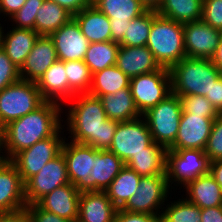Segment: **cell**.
I'll list each match as a JSON object with an SVG mask.
<instances>
[{
    "label": "cell",
    "instance_id": "6da1fadb",
    "mask_svg": "<svg viewBox=\"0 0 222 222\" xmlns=\"http://www.w3.org/2000/svg\"><path fill=\"white\" fill-rule=\"evenodd\" d=\"M72 101L66 116L70 141L96 150L109 149L118 121L107 118L99 97L89 93L76 94Z\"/></svg>",
    "mask_w": 222,
    "mask_h": 222
},
{
    "label": "cell",
    "instance_id": "7a4b0ae2",
    "mask_svg": "<svg viewBox=\"0 0 222 222\" xmlns=\"http://www.w3.org/2000/svg\"><path fill=\"white\" fill-rule=\"evenodd\" d=\"M62 110L61 103L44 101L34 111L4 126L1 158L11 160L17 153L36 142L54 136L64 128L60 118Z\"/></svg>",
    "mask_w": 222,
    "mask_h": 222
},
{
    "label": "cell",
    "instance_id": "3957f363",
    "mask_svg": "<svg viewBox=\"0 0 222 222\" xmlns=\"http://www.w3.org/2000/svg\"><path fill=\"white\" fill-rule=\"evenodd\" d=\"M171 92L177 96L210 95L221 71L211 59L184 57L170 69Z\"/></svg>",
    "mask_w": 222,
    "mask_h": 222
},
{
    "label": "cell",
    "instance_id": "277c9868",
    "mask_svg": "<svg viewBox=\"0 0 222 222\" xmlns=\"http://www.w3.org/2000/svg\"><path fill=\"white\" fill-rule=\"evenodd\" d=\"M146 46L161 67L170 69L186 57L184 24L157 15L153 19Z\"/></svg>",
    "mask_w": 222,
    "mask_h": 222
},
{
    "label": "cell",
    "instance_id": "5b68a950",
    "mask_svg": "<svg viewBox=\"0 0 222 222\" xmlns=\"http://www.w3.org/2000/svg\"><path fill=\"white\" fill-rule=\"evenodd\" d=\"M108 150L124 163L142 152H167L165 147L153 141L147 121L143 116L131 121L118 122Z\"/></svg>",
    "mask_w": 222,
    "mask_h": 222
},
{
    "label": "cell",
    "instance_id": "8992f818",
    "mask_svg": "<svg viewBox=\"0 0 222 222\" xmlns=\"http://www.w3.org/2000/svg\"><path fill=\"white\" fill-rule=\"evenodd\" d=\"M179 96L171 92L142 116L147 121L153 141L168 149L175 141L182 115Z\"/></svg>",
    "mask_w": 222,
    "mask_h": 222
},
{
    "label": "cell",
    "instance_id": "52a82bcc",
    "mask_svg": "<svg viewBox=\"0 0 222 222\" xmlns=\"http://www.w3.org/2000/svg\"><path fill=\"white\" fill-rule=\"evenodd\" d=\"M45 100L36 82L19 80L0 92V122L6 126L34 111Z\"/></svg>",
    "mask_w": 222,
    "mask_h": 222
},
{
    "label": "cell",
    "instance_id": "ba28073f",
    "mask_svg": "<svg viewBox=\"0 0 222 222\" xmlns=\"http://www.w3.org/2000/svg\"><path fill=\"white\" fill-rule=\"evenodd\" d=\"M209 168L210 162L204 150L178 149L166 152V175L171 189L174 182V185L184 188L188 182L209 173Z\"/></svg>",
    "mask_w": 222,
    "mask_h": 222
},
{
    "label": "cell",
    "instance_id": "9c48e42d",
    "mask_svg": "<svg viewBox=\"0 0 222 222\" xmlns=\"http://www.w3.org/2000/svg\"><path fill=\"white\" fill-rule=\"evenodd\" d=\"M129 86L136 108L143 115L171 93L169 69L162 67L158 71L133 77Z\"/></svg>",
    "mask_w": 222,
    "mask_h": 222
},
{
    "label": "cell",
    "instance_id": "30bf717a",
    "mask_svg": "<svg viewBox=\"0 0 222 222\" xmlns=\"http://www.w3.org/2000/svg\"><path fill=\"white\" fill-rule=\"evenodd\" d=\"M61 128L54 136L36 142L33 146L17 153L10 161L17 167L24 184L50 160L62 151L65 137ZM64 138V139H63Z\"/></svg>",
    "mask_w": 222,
    "mask_h": 222
},
{
    "label": "cell",
    "instance_id": "8fae6325",
    "mask_svg": "<svg viewBox=\"0 0 222 222\" xmlns=\"http://www.w3.org/2000/svg\"><path fill=\"white\" fill-rule=\"evenodd\" d=\"M167 175L143 176L136 193L129 198L122 210L160 216V209L168 201ZM159 209V210H158Z\"/></svg>",
    "mask_w": 222,
    "mask_h": 222
},
{
    "label": "cell",
    "instance_id": "7c38bea8",
    "mask_svg": "<svg viewBox=\"0 0 222 222\" xmlns=\"http://www.w3.org/2000/svg\"><path fill=\"white\" fill-rule=\"evenodd\" d=\"M69 183L66 160L61 152L25 183L26 204H35L55 188Z\"/></svg>",
    "mask_w": 222,
    "mask_h": 222
},
{
    "label": "cell",
    "instance_id": "4fadbf2b",
    "mask_svg": "<svg viewBox=\"0 0 222 222\" xmlns=\"http://www.w3.org/2000/svg\"><path fill=\"white\" fill-rule=\"evenodd\" d=\"M222 39V31L202 19L184 24V46L187 57L212 59Z\"/></svg>",
    "mask_w": 222,
    "mask_h": 222
},
{
    "label": "cell",
    "instance_id": "5bb4252c",
    "mask_svg": "<svg viewBox=\"0 0 222 222\" xmlns=\"http://www.w3.org/2000/svg\"><path fill=\"white\" fill-rule=\"evenodd\" d=\"M213 120V118L182 111L177 137L167 150H204L210 136Z\"/></svg>",
    "mask_w": 222,
    "mask_h": 222
},
{
    "label": "cell",
    "instance_id": "9a60e30c",
    "mask_svg": "<svg viewBox=\"0 0 222 222\" xmlns=\"http://www.w3.org/2000/svg\"><path fill=\"white\" fill-rule=\"evenodd\" d=\"M27 206L25 184L17 167L10 160H0V213Z\"/></svg>",
    "mask_w": 222,
    "mask_h": 222
},
{
    "label": "cell",
    "instance_id": "2e32d148",
    "mask_svg": "<svg viewBox=\"0 0 222 222\" xmlns=\"http://www.w3.org/2000/svg\"><path fill=\"white\" fill-rule=\"evenodd\" d=\"M49 37L54 42L58 60L64 62L84 60L89 41L73 18Z\"/></svg>",
    "mask_w": 222,
    "mask_h": 222
},
{
    "label": "cell",
    "instance_id": "e0dca14e",
    "mask_svg": "<svg viewBox=\"0 0 222 222\" xmlns=\"http://www.w3.org/2000/svg\"><path fill=\"white\" fill-rule=\"evenodd\" d=\"M57 60L53 40L49 36H39L24 64L19 69L21 80L37 82Z\"/></svg>",
    "mask_w": 222,
    "mask_h": 222
},
{
    "label": "cell",
    "instance_id": "ac0fdd59",
    "mask_svg": "<svg viewBox=\"0 0 222 222\" xmlns=\"http://www.w3.org/2000/svg\"><path fill=\"white\" fill-rule=\"evenodd\" d=\"M95 150L72 141L63 143L61 152L66 160L69 181L80 192H87L89 157Z\"/></svg>",
    "mask_w": 222,
    "mask_h": 222
},
{
    "label": "cell",
    "instance_id": "d6986e66",
    "mask_svg": "<svg viewBox=\"0 0 222 222\" xmlns=\"http://www.w3.org/2000/svg\"><path fill=\"white\" fill-rule=\"evenodd\" d=\"M81 192L71 183L55 188L37 204L44 210L72 222H77Z\"/></svg>",
    "mask_w": 222,
    "mask_h": 222
},
{
    "label": "cell",
    "instance_id": "ffe728a7",
    "mask_svg": "<svg viewBox=\"0 0 222 222\" xmlns=\"http://www.w3.org/2000/svg\"><path fill=\"white\" fill-rule=\"evenodd\" d=\"M129 79L160 70L162 67L147 46H121L115 64Z\"/></svg>",
    "mask_w": 222,
    "mask_h": 222
},
{
    "label": "cell",
    "instance_id": "44dd1931",
    "mask_svg": "<svg viewBox=\"0 0 222 222\" xmlns=\"http://www.w3.org/2000/svg\"><path fill=\"white\" fill-rule=\"evenodd\" d=\"M117 210L105 191L81 192L77 222H114Z\"/></svg>",
    "mask_w": 222,
    "mask_h": 222
},
{
    "label": "cell",
    "instance_id": "7402d4cb",
    "mask_svg": "<svg viewBox=\"0 0 222 222\" xmlns=\"http://www.w3.org/2000/svg\"><path fill=\"white\" fill-rule=\"evenodd\" d=\"M36 84L45 101L57 103L68 101V78L65 62L55 61Z\"/></svg>",
    "mask_w": 222,
    "mask_h": 222
},
{
    "label": "cell",
    "instance_id": "603a6c76",
    "mask_svg": "<svg viewBox=\"0 0 222 222\" xmlns=\"http://www.w3.org/2000/svg\"><path fill=\"white\" fill-rule=\"evenodd\" d=\"M184 187L185 199L201 209L222 206V188L210 173L193 179Z\"/></svg>",
    "mask_w": 222,
    "mask_h": 222
},
{
    "label": "cell",
    "instance_id": "cb8c5ba5",
    "mask_svg": "<svg viewBox=\"0 0 222 222\" xmlns=\"http://www.w3.org/2000/svg\"><path fill=\"white\" fill-rule=\"evenodd\" d=\"M89 43L111 41L110 19L90 5L73 16Z\"/></svg>",
    "mask_w": 222,
    "mask_h": 222
},
{
    "label": "cell",
    "instance_id": "d4e9b609",
    "mask_svg": "<svg viewBox=\"0 0 222 222\" xmlns=\"http://www.w3.org/2000/svg\"><path fill=\"white\" fill-rule=\"evenodd\" d=\"M39 36L36 31L31 29L12 27L6 34L3 32L1 48L12 63L20 69Z\"/></svg>",
    "mask_w": 222,
    "mask_h": 222
},
{
    "label": "cell",
    "instance_id": "484cf974",
    "mask_svg": "<svg viewBox=\"0 0 222 222\" xmlns=\"http://www.w3.org/2000/svg\"><path fill=\"white\" fill-rule=\"evenodd\" d=\"M107 118L123 122L131 121L142 115L136 108L130 88H123L99 97Z\"/></svg>",
    "mask_w": 222,
    "mask_h": 222
},
{
    "label": "cell",
    "instance_id": "4316f807",
    "mask_svg": "<svg viewBox=\"0 0 222 222\" xmlns=\"http://www.w3.org/2000/svg\"><path fill=\"white\" fill-rule=\"evenodd\" d=\"M124 166L125 163L112 151L95 150L94 191H105Z\"/></svg>",
    "mask_w": 222,
    "mask_h": 222
},
{
    "label": "cell",
    "instance_id": "83f0119b",
    "mask_svg": "<svg viewBox=\"0 0 222 222\" xmlns=\"http://www.w3.org/2000/svg\"><path fill=\"white\" fill-rule=\"evenodd\" d=\"M73 15L52 0H44L35 19V31L40 36H50L64 24L68 23Z\"/></svg>",
    "mask_w": 222,
    "mask_h": 222
},
{
    "label": "cell",
    "instance_id": "f1b7e54d",
    "mask_svg": "<svg viewBox=\"0 0 222 222\" xmlns=\"http://www.w3.org/2000/svg\"><path fill=\"white\" fill-rule=\"evenodd\" d=\"M203 0H162L157 14L179 23H189L202 17Z\"/></svg>",
    "mask_w": 222,
    "mask_h": 222
},
{
    "label": "cell",
    "instance_id": "f546056e",
    "mask_svg": "<svg viewBox=\"0 0 222 222\" xmlns=\"http://www.w3.org/2000/svg\"><path fill=\"white\" fill-rule=\"evenodd\" d=\"M141 177L135 171L124 166L112 180L105 192L117 209H121L129 198L136 193Z\"/></svg>",
    "mask_w": 222,
    "mask_h": 222
},
{
    "label": "cell",
    "instance_id": "4dcf8cb0",
    "mask_svg": "<svg viewBox=\"0 0 222 222\" xmlns=\"http://www.w3.org/2000/svg\"><path fill=\"white\" fill-rule=\"evenodd\" d=\"M129 85V77L113 65L92 75V85L88 93L100 97L109 93L114 94L123 88H130Z\"/></svg>",
    "mask_w": 222,
    "mask_h": 222
},
{
    "label": "cell",
    "instance_id": "1f68e13d",
    "mask_svg": "<svg viewBox=\"0 0 222 222\" xmlns=\"http://www.w3.org/2000/svg\"><path fill=\"white\" fill-rule=\"evenodd\" d=\"M92 5L115 21L132 20L147 11L139 0H92Z\"/></svg>",
    "mask_w": 222,
    "mask_h": 222
},
{
    "label": "cell",
    "instance_id": "d6a6232c",
    "mask_svg": "<svg viewBox=\"0 0 222 222\" xmlns=\"http://www.w3.org/2000/svg\"><path fill=\"white\" fill-rule=\"evenodd\" d=\"M120 44L113 41L89 43L84 57L92 75L116 64Z\"/></svg>",
    "mask_w": 222,
    "mask_h": 222
},
{
    "label": "cell",
    "instance_id": "836d02e7",
    "mask_svg": "<svg viewBox=\"0 0 222 222\" xmlns=\"http://www.w3.org/2000/svg\"><path fill=\"white\" fill-rule=\"evenodd\" d=\"M125 166L142 177L166 175V152H142L132 156Z\"/></svg>",
    "mask_w": 222,
    "mask_h": 222
},
{
    "label": "cell",
    "instance_id": "e575fe53",
    "mask_svg": "<svg viewBox=\"0 0 222 222\" xmlns=\"http://www.w3.org/2000/svg\"><path fill=\"white\" fill-rule=\"evenodd\" d=\"M65 69L68 78V102L76 94L90 91L92 73L84 60L65 61Z\"/></svg>",
    "mask_w": 222,
    "mask_h": 222
},
{
    "label": "cell",
    "instance_id": "d590c367",
    "mask_svg": "<svg viewBox=\"0 0 222 222\" xmlns=\"http://www.w3.org/2000/svg\"><path fill=\"white\" fill-rule=\"evenodd\" d=\"M157 15L155 10H147L137 18L132 19L128 23L123 40L119 44L129 47L146 46L153 19Z\"/></svg>",
    "mask_w": 222,
    "mask_h": 222
},
{
    "label": "cell",
    "instance_id": "8d00e7d4",
    "mask_svg": "<svg viewBox=\"0 0 222 222\" xmlns=\"http://www.w3.org/2000/svg\"><path fill=\"white\" fill-rule=\"evenodd\" d=\"M171 203V204H170ZM161 210V222H201V208L184 198L172 201Z\"/></svg>",
    "mask_w": 222,
    "mask_h": 222
},
{
    "label": "cell",
    "instance_id": "74e56055",
    "mask_svg": "<svg viewBox=\"0 0 222 222\" xmlns=\"http://www.w3.org/2000/svg\"><path fill=\"white\" fill-rule=\"evenodd\" d=\"M182 110L189 114L201 115L215 119L219 113L214 106L208 101L205 96L201 95H186L179 96Z\"/></svg>",
    "mask_w": 222,
    "mask_h": 222
},
{
    "label": "cell",
    "instance_id": "f35d334b",
    "mask_svg": "<svg viewBox=\"0 0 222 222\" xmlns=\"http://www.w3.org/2000/svg\"><path fill=\"white\" fill-rule=\"evenodd\" d=\"M44 0H26L24 5L11 16L18 29H31L35 31V19L38 9Z\"/></svg>",
    "mask_w": 222,
    "mask_h": 222
},
{
    "label": "cell",
    "instance_id": "ab89813d",
    "mask_svg": "<svg viewBox=\"0 0 222 222\" xmlns=\"http://www.w3.org/2000/svg\"><path fill=\"white\" fill-rule=\"evenodd\" d=\"M209 162L222 160V114H219L214 120L204 149Z\"/></svg>",
    "mask_w": 222,
    "mask_h": 222
},
{
    "label": "cell",
    "instance_id": "60d3db41",
    "mask_svg": "<svg viewBox=\"0 0 222 222\" xmlns=\"http://www.w3.org/2000/svg\"><path fill=\"white\" fill-rule=\"evenodd\" d=\"M20 79L19 68L12 63L5 51L0 48V92Z\"/></svg>",
    "mask_w": 222,
    "mask_h": 222
},
{
    "label": "cell",
    "instance_id": "b9f144b4",
    "mask_svg": "<svg viewBox=\"0 0 222 222\" xmlns=\"http://www.w3.org/2000/svg\"><path fill=\"white\" fill-rule=\"evenodd\" d=\"M201 19L214 29L222 31V0H203Z\"/></svg>",
    "mask_w": 222,
    "mask_h": 222
},
{
    "label": "cell",
    "instance_id": "7bdbcfd3",
    "mask_svg": "<svg viewBox=\"0 0 222 222\" xmlns=\"http://www.w3.org/2000/svg\"><path fill=\"white\" fill-rule=\"evenodd\" d=\"M31 222H72L42 209L37 203L27 205Z\"/></svg>",
    "mask_w": 222,
    "mask_h": 222
},
{
    "label": "cell",
    "instance_id": "ee69618b",
    "mask_svg": "<svg viewBox=\"0 0 222 222\" xmlns=\"http://www.w3.org/2000/svg\"><path fill=\"white\" fill-rule=\"evenodd\" d=\"M114 222H161V216L118 209Z\"/></svg>",
    "mask_w": 222,
    "mask_h": 222
},
{
    "label": "cell",
    "instance_id": "f6af8a7d",
    "mask_svg": "<svg viewBox=\"0 0 222 222\" xmlns=\"http://www.w3.org/2000/svg\"><path fill=\"white\" fill-rule=\"evenodd\" d=\"M208 101L214 106L219 114H222V76L213 85L210 95H205Z\"/></svg>",
    "mask_w": 222,
    "mask_h": 222
},
{
    "label": "cell",
    "instance_id": "bcb514c9",
    "mask_svg": "<svg viewBox=\"0 0 222 222\" xmlns=\"http://www.w3.org/2000/svg\"><path fill=\"white\" fill-rule=\"evenodd\" d=\"M73 16L92 4V0H52Z\"/></svg>",
    "mask_w": 222,
    "mask_h": 222
},
{
    "label": "cell",
    "instance_id": "7dc6e473",
    "mask_svg": "<svg viewBox=\"0 0 222 222\" xmlns=\"http://www.w3.org/2000/svg\"><path fill=\"white\" fill-rule=\"evenodd\" d=\"M0 222H31L27 207L0 213Z\"/></svg>",
    "mask_w": 222,
    "mask_h": 222
},
{
    "label": "cell",
    "instance_id": "c3c4849f",
    "mask_svg": "<svg viewBox=\"0 0 222 222\" xmlns=\"http://www.w3.org/2000/svg\"><path fill=\"white\" fill-rule=\"evenodd\" d=\"M130 21L131 20H110L111 41L120 43L123 40V36L128 28V23H130Z\"/></svg>",
    "mask_w": 222,
    "mask_h": 222
},
{
    "label": "cell",
    "instance_id": "681fc988",
    "mask_svg": "<svg viewBox=\"0 0 222 222\" xmlns=\"http://www.w3.org/2000/svg\"><path fill=\"white\" fill-rule=\"evenodd\" d=\"M26 2V0H0V14L7 17L14 15Z\"/></svg>",
    "mask_w": 222,
    "mask_h": 222
},
{
    "label": "cell",
    "instance_id": "f907efd6",
    "mask_svg": "<svg viewBox=\"0 0 222 222\" xmlns=\"http://www.w3.org/2000/svg\"><path fill=\"white\" fill-rule=\"evenodd\" d=\"M201 222H222V206L201 209Z\"/></svg>",
    "mask_w": 222,
    "mask_h": 222
},
{
    "label": "cell",
    "instance_id": "816d5d0a",
    "mask_svg": "<svg viewBox=\"0 0 222 222\" xmlns=\"http://www.w3.org/2000/svg\"><path fill=\"white\" fill-rule=\"evenodd\" d=\"M209 173L214 177L215 181L222 188V160L211 162Z\"/></svg>",
    "mask_w": 222,
    "mask_h": 222
},
{
    "label": "cell",
    "instance_id": "f5cc1de1",
    "mask_svg": "<svg viewBox=\"0 0 222 222\" xmlns=\"http://www.w3.org/2000/svg\"><path fill=\"white\" fill-rule=\"evenodd\" d=\"M94 158H95V151L89 157L87 192L94 191Z\"/></svg>",
    "mask_w": 222,
    "mask_h": 222
},
{
    "label": "cell",
    "instance_id": "db71d44e",
    "mask_svg": "<svg viewBox=\"0 0 222 222\" xmlns=\"http://www.w3.org/2000/svg\"><path fill=\"white\" fill-rule=\"evenodd\" d=\"M211 60L219 68V70L222 71V39Z\"/></svg>",
    "mask_w": 222,
    "mask_h": 222
},
{
    "label": "cell",
    "instance_id": "11a10c76",
    "mask_svg": "<svg viewBox=\"0 0 222 222\" xmlns=\"http://www.w3.org/2000/svg\"><path fill=\"white\" fill-rule=\"evenodd\" d=\"M147 10H157L162 0H139Z\"/></svg>",
    "mask_w": 222,
    "mask_h": 222
},
{
    "label": "cell",
    "instance_id": "9f6ffc18",
    "mask_svg": "<svg viewBox=\"0 0 222 222\" xmlns=\"http://www.w3.org/2000/svg\"><path fill=\"white\" fill-rule=\"evenodd\" d=\"M3 136H4V126L0 122V149L3 143Z\"/></svg>",
    "mask_w": 222,
    "mask_h": 222
},
{
    "label": "cell",
    "instance_id": "6f0895ef",
    "mask_svg": "<svg viewBox=\"0 0 222 222\" xmlns=\"http://www.w3.org/2000/svg\"><path fill=\"white\" fill-rule=\"evenodd\" d=\"M3 27L1 26V23H0V48L2 47V38H3Z\"/></svg>",
    "mask_w": 222,
    "mask_h": 222
}]
</instances>
